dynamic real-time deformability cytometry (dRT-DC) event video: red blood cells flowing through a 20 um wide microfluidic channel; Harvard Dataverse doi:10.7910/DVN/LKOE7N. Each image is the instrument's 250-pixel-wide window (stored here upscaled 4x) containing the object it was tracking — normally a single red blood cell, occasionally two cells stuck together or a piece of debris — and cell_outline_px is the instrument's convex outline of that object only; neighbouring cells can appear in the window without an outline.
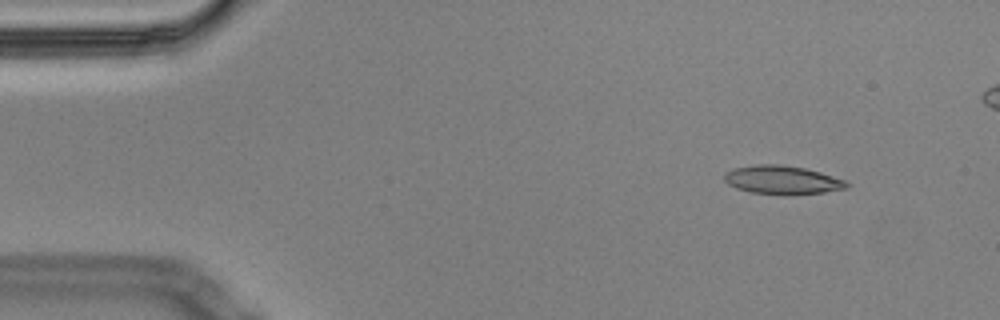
{"species": "Egyptian fruit bat (a non-hibernating species)", "species_latin": "Rousettus aegyptiacus", "temperature_condition": "cold", "stored_images_in_passage": 53, "camera_frame_rate_fps": 3000, "um_per_image_px": 0.085, "animal": {"sex": "male"}, "frame": {"image": 1, "passage_image": 5, "time_ms": 1.333, "image_size_px": [1000, 320], "cell_outline_px": [[852, 184], [848, 188], [824, 192], [788, 196], [784, 196], [748, 192], [736, 188], [728, 184], [724, 180], [724, 172], [732, 168], [756, 164], [780, 164], [804, 168], [820, 172], [844, 180]], "centroid_in_image_um": [66.47, 15.31], "position_along_channel_um": 18.5, "area_um2": 20.87}}
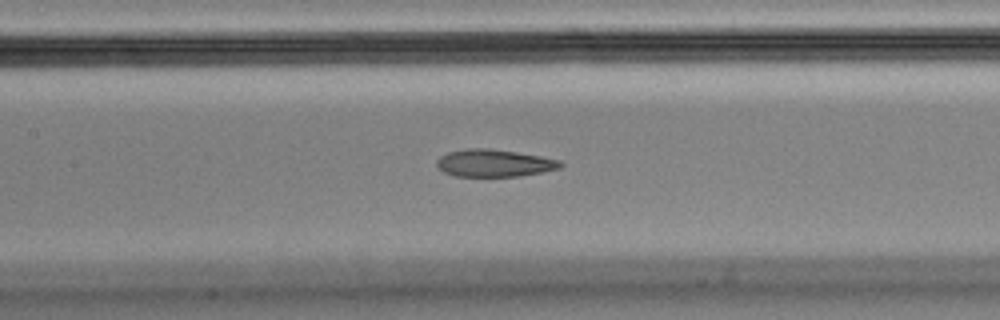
{"frame": {"image": 2, "passage_image": 25, "time_ms": 8.0, "image_size_px": [1000, 320], "cell_outline_px": [[564, 164], [560, 168], [544, 172], [520, 176], [456, 176], [444, 172], [436, 164], [436, 160], [440, 156], [448, 152], [468, 148], [488, 148], [516, 152], [540, 156], [560, 160]], "centroid_in_image_um": [42.02, 13.86], "position_along_channel_um": 165.4, "area_um2": 19.71}}
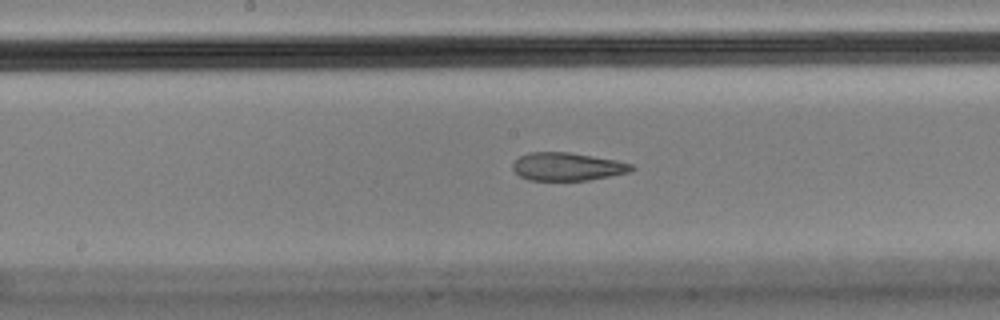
{"frame": {"image": 3, "passage_image": 28, "time_ms": 9.0, "image_size_px": [1000, 320], "cell_outline_px": [[636, 168], [632, 172], [588, 180], [528, 180], [520, 176], [512, 168], [512, 164], [520, 156], [528, 152], [568, 152], [616, 160], [632, 164]], "centroid_in_image_um": [48.24, 14.16], "position_along_channel_um": 200.0, "area_um2": 19.42}}